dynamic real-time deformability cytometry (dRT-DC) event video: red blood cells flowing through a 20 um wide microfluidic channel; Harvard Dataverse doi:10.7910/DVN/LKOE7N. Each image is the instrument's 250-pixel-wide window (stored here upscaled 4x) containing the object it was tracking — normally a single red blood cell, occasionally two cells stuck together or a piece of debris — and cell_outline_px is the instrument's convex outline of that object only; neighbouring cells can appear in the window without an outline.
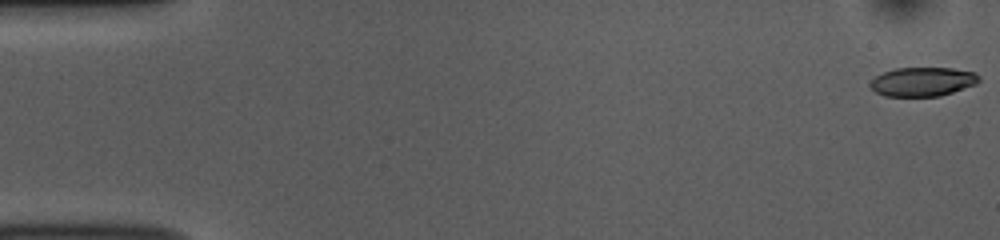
{"species": "common noctule bat (a hibernating species)", "species_latin": "Nyctalus noctula", "temperature_condition": "room temperature", "stored_images_in_passage": 52, "camera_frame_rate_fps": 3000, "um_per_image_px": 0.085, "animal": {"sex": "female", "body_mass_g": 10.0, "forearm_length_mm": 53.1}, "frame": {"image": 1, "passage_image": 1, "time_ms": 0.0, "image_size_px": [1000, 240], "cell_outline_px": [[980, 80], [976, 84], [940, 96], [884, 96], [876, 92], [868, 84], [876, 76], [884, 72], [896, 68], [952, 68], [976, 72], [980, 76]], "centroid_in_image_um": [78.44, 6.94], "position_along_channel_um": 6.6, "area_um2": 18.38}}
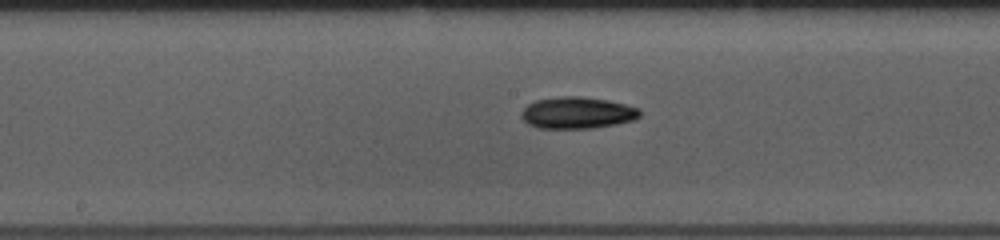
{"frame": {"image": 2, "passage_image": 27, "time_ms": 8.667, "image_size_px": [1000, 240], "cell_outline_px": [[640, 116], [632, 120], [616, 124], [592, 128], [536, 128], [528, 124], [520, 116], [520, 112], [528, 104], [536, 100], [564, 96], [580, 96], [608, 100], [640, 108]], "centroid_in_image_um": [49.05, 9.59], "position_along_channel_um": 199.2, "area_um2": 21.85}}
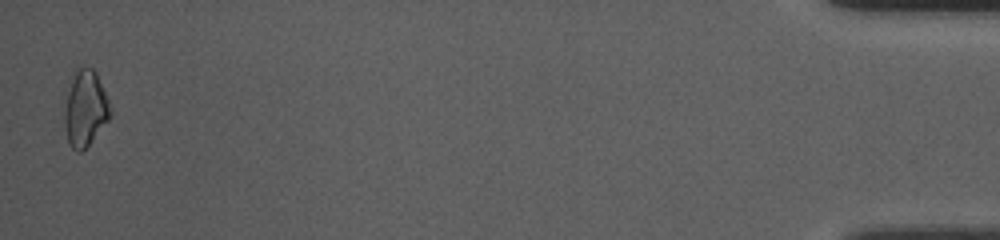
{"frame": {"image": 3, "passage_image": 52, "time_ms": 17.0, "image_size_px": [1000, 240], "cell_outline_px": [[112, 116], [88, 144], [80, 152], [76, 152], [68, 144], [64, 128], [64, 108], [68, 92], [76, 64], [92, 68], [96, 72], [108, 100], [112, 112]], "centroid_in_image_um": [7.23, 9.2], "position_along_channel_um": 428.0, "area_um2": 20.4}, "authors_computed_cell_mechanics": {"area_um2": 19.7098, "velocity_mm_per_s": 3.8347, "shape_relaxation_time_tau1_ms": 6.3287, "shape_relaxation_time_tau2_ms": null, "deformation_change_tau1": 0.1292, "deformation_change_tau2": null}}